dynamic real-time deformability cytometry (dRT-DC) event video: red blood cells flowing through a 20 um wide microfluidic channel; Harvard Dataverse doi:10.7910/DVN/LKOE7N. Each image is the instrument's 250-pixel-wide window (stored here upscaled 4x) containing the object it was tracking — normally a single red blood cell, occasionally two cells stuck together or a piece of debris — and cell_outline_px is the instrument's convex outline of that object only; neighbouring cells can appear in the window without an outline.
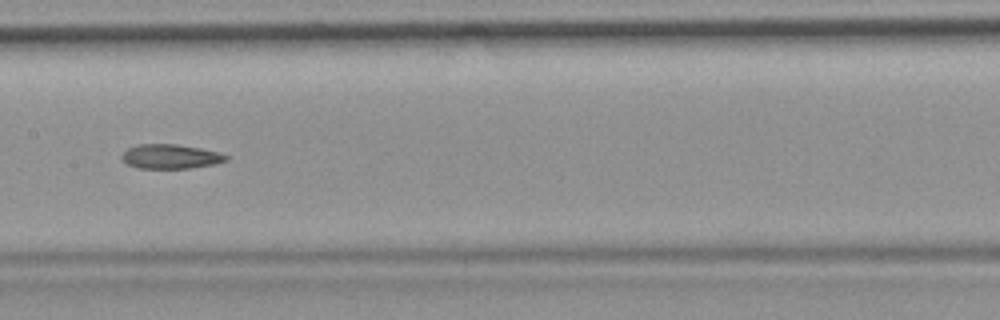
{"species": "common noctule bat (a hibernating species)", "species_latin": "Nyctalus noctula", "temperature_condition": "room temperature", "stored_images_in_passage": 38, "camera_frame_rate_fps": 3000, "um_per_image_px": 0.085, "animal": {"sex": "female", "body_mass_g": 19.9}, "frame": {"image": 1, "passage_image": 12, "time_ms": 3.667, "image_size_px": [1000, 320], "cell_outline_px": [[228, 160], [216, 164], [188, 168], [136, 168], [128, 164], [120, 156], [128, 148], [136, 144], [176, 144], [200, 148], [220, 152], [228, 156]], "centroid_in_image_um": [14.51, 13.3], "position_along_channel_um": 192.9, "area_um2": 14.85}, "authors_computed_cell_mechanics": {"area_um2": 15.7794, "velocity_mm_per_s": 3.7511, "shape_relaxation_time_tau1_ms": null, "shape_relaxation_time_tau2_ms": 7.8028, "deformation_change_tau1": null, "deformation_change_tau2": 0.1582}}